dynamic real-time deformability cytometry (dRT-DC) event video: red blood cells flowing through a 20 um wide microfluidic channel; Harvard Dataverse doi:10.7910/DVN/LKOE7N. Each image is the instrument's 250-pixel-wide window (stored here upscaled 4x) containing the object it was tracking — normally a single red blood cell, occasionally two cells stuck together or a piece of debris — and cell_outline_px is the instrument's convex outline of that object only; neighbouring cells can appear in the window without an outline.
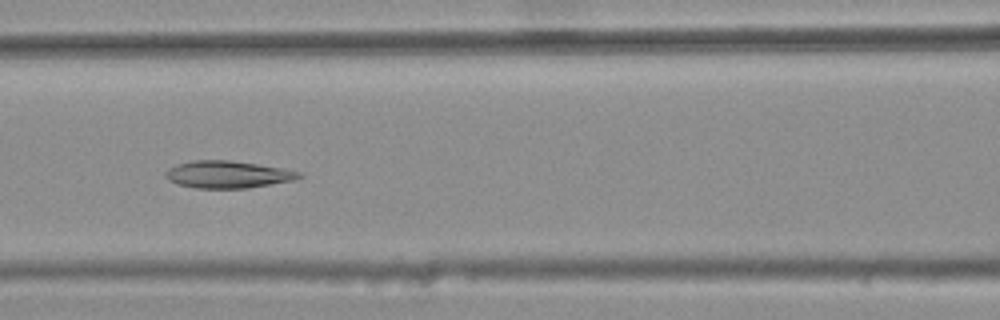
{"species": "common noctule bat (a hibernating species)", "species_latin": "Nyctalus noctula", "temperature_condition": "warm", "stored_images_in_passage": 45, "camera_frame_rate_fps": 3000, "um_per_image_px": 0.085, "animal": {"sex": "female", "body_mass_g": 25.1}, "frame": {"image": 1, "passage_image": 19, "time_ms": 6.0, "image_size_px": [1000, 320], "cell_outline_px": [[304, 176], [296, 180], [248, 188], [196, 188], [180, 184], [168, 180], [164, 176], [164, 172], [168, 168], [176, 164], [192, 160], [228, 160], [256, 164], [280, 168], [300, 172]], "centroid_in_image_um": [19.34, 14.83], "position_along_channel_um": 147.3, "area_um2": 21.15}}
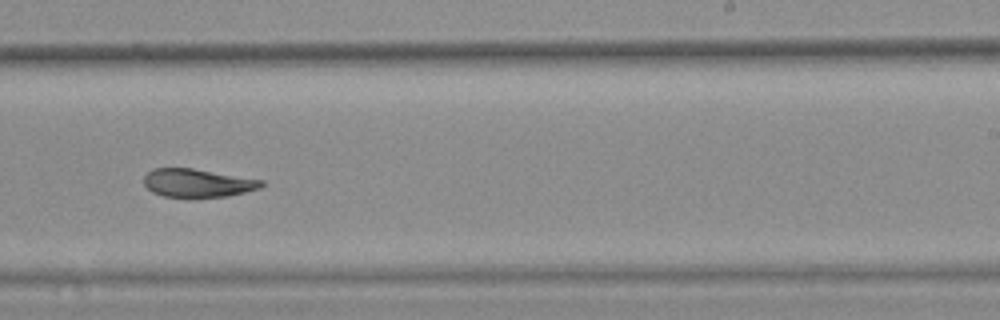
{"frame": {"image": 2, "passage_image": 29, "time_ms": 9.333, "image_size_px": [1000, 320], "cell_outline_px": [[264, 184], [260, 188], [228, 196], [164, 196], [152, 192], [144, 184], [144, 176], [152, 168], [192, 168], [264, 180]], "centroid_in_image_um": [16.79, 15.53], "position_along_channel_um": 272.2, "area_um2": 19.07}}
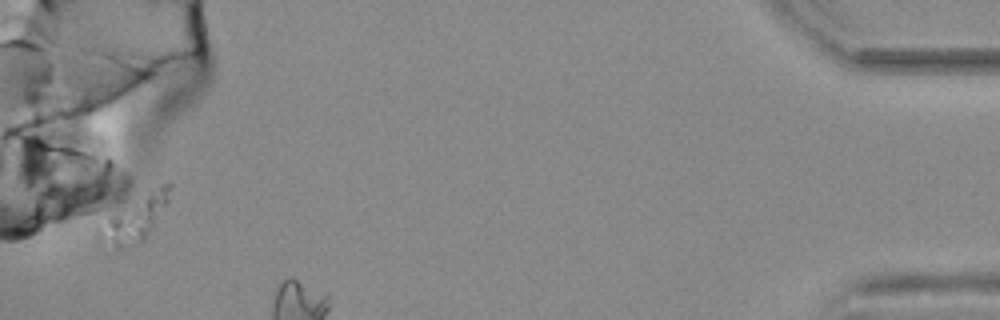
{"frame": {"image": 3, "passage_image": 44, "time_ms": 14.333, "image_size_px": [1000, 320], "cell_outline_px": [[172, 184], [168, 200], [144, 240], [116, 252], [96, 240], [92, 236], [88, 228], [160, 184], [168, 180]], "centroid_in_image_um": [11.23, 18.67], "position_along_channel_um": 424.0, "area_um2": 19.65}, "authors_computed_cell_mechanics": {"area_um2": 20.9814, "velocity_mm_per_s": 3.7569, "shape_relaxation_time_tau1_ms": null, "shape_relaxation_time_tau2_ms": 6.0548, "deformation_change_tau1": null, "deformation_change_tau2": 0.1149}}